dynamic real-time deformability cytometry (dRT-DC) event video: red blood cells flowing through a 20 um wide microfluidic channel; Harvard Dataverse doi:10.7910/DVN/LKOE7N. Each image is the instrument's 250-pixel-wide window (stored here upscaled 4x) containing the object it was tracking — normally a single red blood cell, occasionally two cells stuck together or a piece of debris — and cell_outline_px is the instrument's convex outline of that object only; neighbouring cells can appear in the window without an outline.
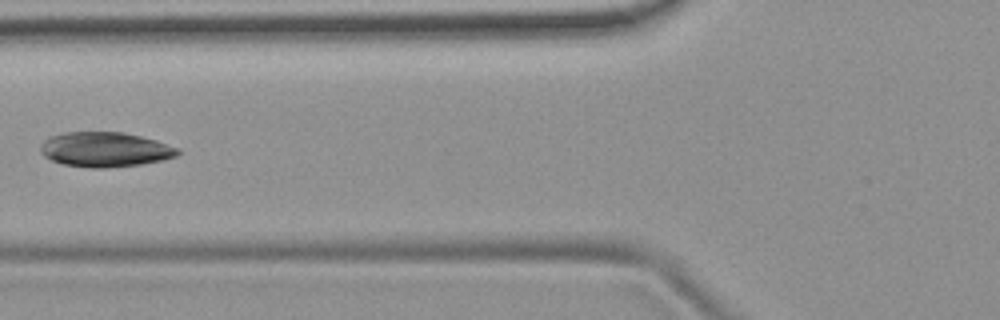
{"species": "common noctule bat (a hibernating species)", "species_latin": "Nyctalus noctula", "temperature_condition": "room temperature", "stored_images_in_passage": 6, "camera_frame_rate_fps": 3000, "um_per_image_px": 0.085, "animal": {"sex": "female", "body_mass_g": 19.9}, "frame": {"image": 1, "passage_image": 4, "time_ms": 3.667, "image_size_px": [1000, 320], "cell_outline_px": [[180, 152], [176, 156], [164, 160], [140, 164], [104, 168], [92, 168], [64, 164], [52, 160], [44, 156], [40, 152], [40, 144], [44, 140], [52, 136], [64, 132], [124, 132], [156, 140], [180, 148]], "centroid_in_image_um": [8.94, 12.7], "position_along_channel_um": 116.9, "area_um2": 27.86}}
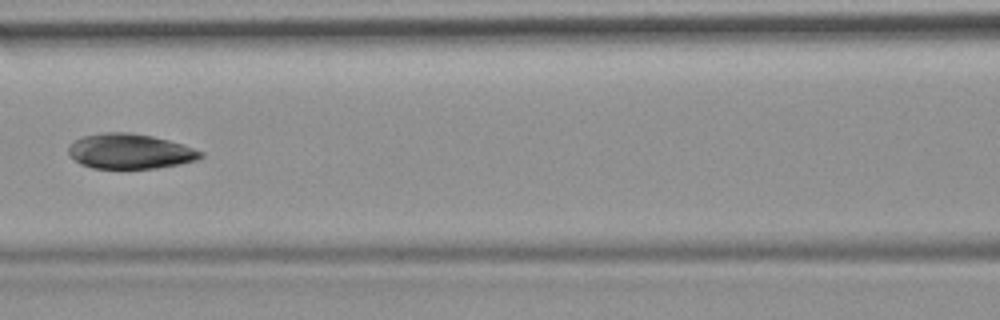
{"frame": {"image": 2, "passage_image": 5, "time_ms": 4.667, "image_size_px": [1000, 320], "cell_outline_px": [[204, 156], [196, 160], [180, 164], [156, 168], [92, 168], [80, 164], [68, 156], [68, 148], [76, 140], [84, 136], [104, 132], [128, 132], [152, 136], [184, 144], [204, 152]], "centroid_in_image_um": [11.06, 12.86], "position_along_channel_um": 155.5, "area_um2": 27.05}}
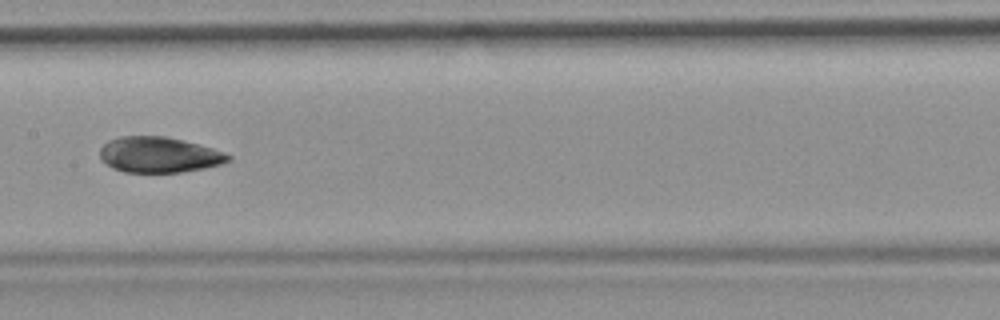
{"frame": {"image": 3, "passage_image": 6, "time_ms": 5.667, "image_size_px": [1000, 320], "cell_outline_px": [[232, 160], [220, 164], [204, 168], [180, 172], [124, 172], [112, 168], [100, 160], [100, 148], [108, 140], [120, 136], [164, 136], [184, 140], [212, 148], [224, 152], [232, 156]], "centroid_in_image_um": [13.5, 13.15], "position_along_channel_um": 193.9, "area_um2": 26.76}}